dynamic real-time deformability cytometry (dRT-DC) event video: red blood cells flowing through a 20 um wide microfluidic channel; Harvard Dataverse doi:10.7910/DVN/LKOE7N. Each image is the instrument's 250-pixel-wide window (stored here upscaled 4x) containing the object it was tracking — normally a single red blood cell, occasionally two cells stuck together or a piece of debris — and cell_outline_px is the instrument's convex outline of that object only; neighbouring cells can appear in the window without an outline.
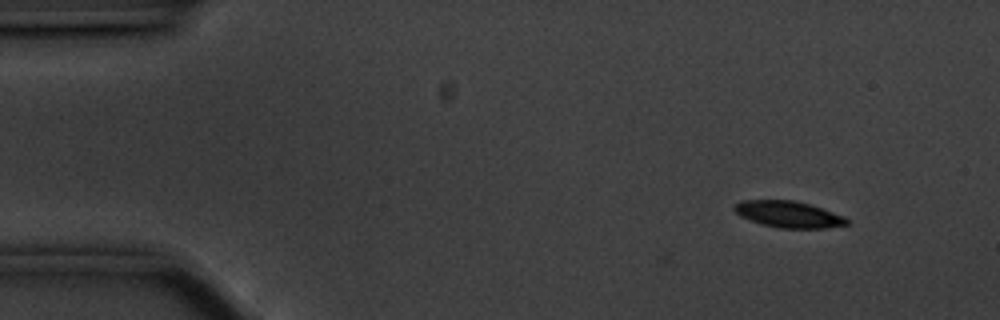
{"species": "common noctule bat (a hibernating species)", "species_latin": "Nyctalus noctula", "temperature_condition": "cold", "stored_images_in_passage": 6, "camera_frame_rate_fps": 3000, "um_per_image_px": 0.085, "animal": {"sex": "male", "body_mass_g": 20.1, "forearm_length_mm": 53.5}, "frame": {"image": 1, "passage_image": 6, "time_ms": 1.667, "image_size_px": [1000, 320], "cell_outline_px": [[848, 224], [824, 228], [776, 228], [740, 216], [732, 208], [740, 200], [796, 200], [844, 216], [848, 220]], "centroid_in_image_um": [67.0, 18.21], "position_along_channel_um": 18.0, "area_um2": 17.11}}